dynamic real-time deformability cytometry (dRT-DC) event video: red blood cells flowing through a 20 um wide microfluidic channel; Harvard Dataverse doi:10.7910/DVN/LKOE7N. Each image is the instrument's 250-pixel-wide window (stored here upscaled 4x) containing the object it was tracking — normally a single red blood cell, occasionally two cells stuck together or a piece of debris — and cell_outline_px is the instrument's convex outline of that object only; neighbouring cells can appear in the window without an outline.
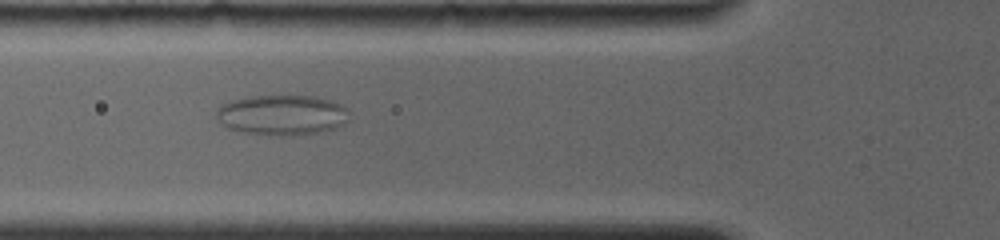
{"species": "common noctule bat (a hibernating species)", "species_latin": "Nyctalus noctula", "temperature_condition": "room temperature", "stored_images_in_passage": 5, "camera_frame_rate_fps": 4000, "um_per_image_px": 0.085, "animal": {"sex": "female", "body_mass_g": 19.0, "forearm_length_mm": 56.7}, "frame": {"image": 1, "passage_image": 4, "time_ms": 2.5, "image_size_px": [1000, 240], "cell_outline_px": [[348, 120], [344, 124], [336, 128], [324, 132], [292, 136], [284, 136], [244, 132], [228, 128], [216, 120], [216, 108], [220, 104], [232, 100], [252, 96], [312, 96], [332, 100], [348, 108]], "centroid_in_image_um": [23.98, 9.78], "position_along_channel_um": 101.8, "area_um2": 31.56}}